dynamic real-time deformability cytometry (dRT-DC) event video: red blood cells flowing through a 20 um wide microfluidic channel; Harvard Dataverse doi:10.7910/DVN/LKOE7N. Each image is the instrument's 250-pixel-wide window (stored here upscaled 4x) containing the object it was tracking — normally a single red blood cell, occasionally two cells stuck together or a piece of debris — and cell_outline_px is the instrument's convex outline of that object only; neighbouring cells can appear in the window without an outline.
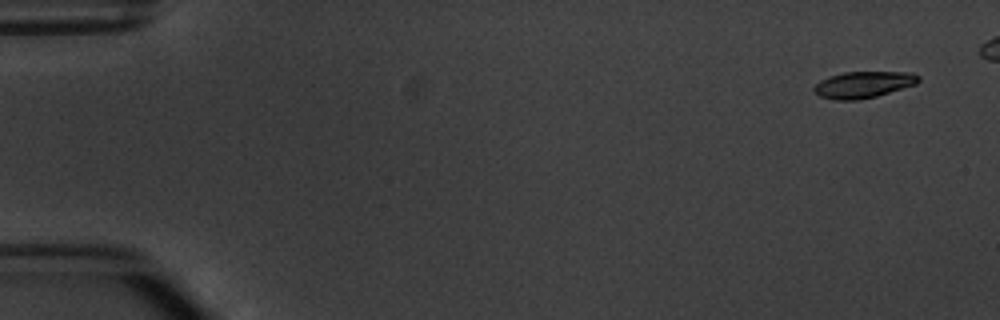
{"species": "common noctule bat (a hibernating species)", "species_latin": "Nyctalus noctula", "temperature_condition": "warm", "stored_images_in_passage": 5, "camera_frame_rate_fps": 3000, "um_per_image_px": 0.085, "animal": {"sex": "male", "body_mass_g": 20.1, "forearm_length_mm": 53.5}, "frame": {"image": 1, "passage_image": 1, "time_ms": 0.0, "image_size_px": [1000, 320], "cell_outline_px": [[920, 80], [916, 84], [876, 96], [860, 100], [836, 100], [820, 96], [812, 88], [820, 80], [828, 76], [844, 72], [912, 72], [920, 76]], "centroid_in_image_um": [73.39, 7.19], "position_along_channel_um": 11.6, "area_um2": 16.13}}